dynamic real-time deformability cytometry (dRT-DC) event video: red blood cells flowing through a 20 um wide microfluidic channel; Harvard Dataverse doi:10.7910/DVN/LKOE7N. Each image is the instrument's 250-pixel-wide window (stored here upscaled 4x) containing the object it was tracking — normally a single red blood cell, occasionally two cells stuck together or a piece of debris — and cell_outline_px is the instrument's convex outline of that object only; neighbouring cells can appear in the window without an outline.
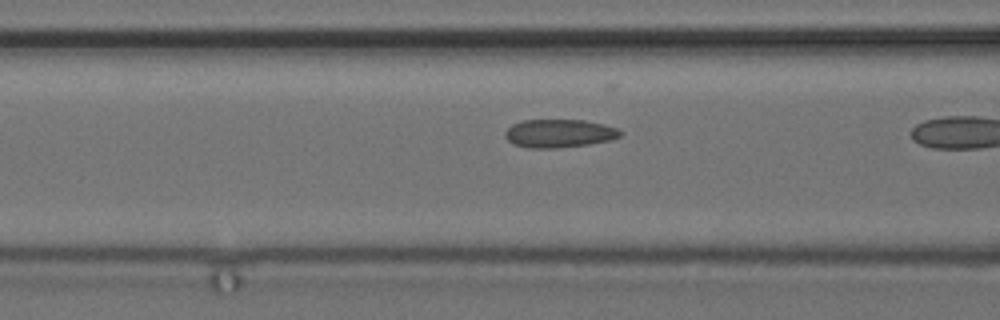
{"species": "common noctule bat (a hibernating species)", "species_latin": "Nyctalus noctula", "temperature_condition": "cold", "stored_images_in_passage": 18, "camera_frame_rate_fps": 3000, "um_per_image_px": 0.085, "animal": {"sex": "female", "body_mass_g": 24.6, "forearm_length_mm": 56.2}, "frame": {"image": 1, "passage_image": 13, "time_ms": 4.0, "image_size_px": [1000, 320], "cell_outline_px": [[624, 132], [620, 136], [612, 140], [588, 144], [560, 148], [528, 148], [512, 144], [504, 136], [504, 132], [512, 124], [524, 120], [584, 120], [604, 124], [616, 128]], "centroid_in_image_um": [47.53, 11.34], "position_along_channel_um": 119.1, "area_um2": 19.13}}
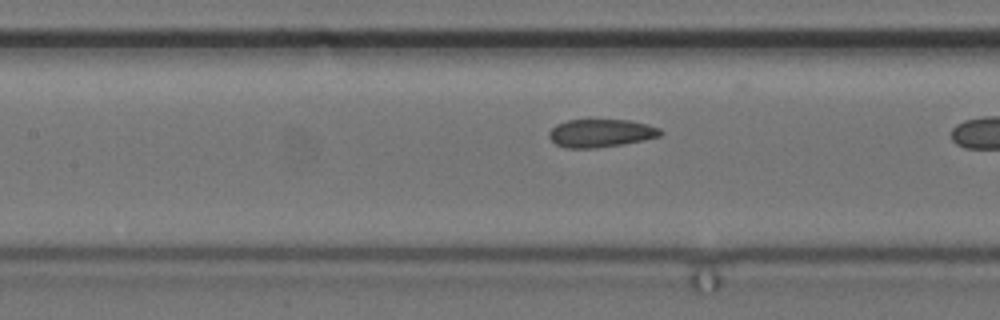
{"frame": {"image": 2, "passage_image": 16, "time_ms": 5.0, "image_size_px": [1000, 320], "cell_outline_px": [[664, 132], [660, 136], [644, 140], [624, 144], [596, 148], [564, 148], [556, 144], [548, 136], [548, 132], [556, 124], [568, 120], [628, 120], [648, 124], [660, 128]], "centroid_in_image_um": [51.08, 11.32], "position_along_channel_um": 156.3, "area_um2": 18.32}}